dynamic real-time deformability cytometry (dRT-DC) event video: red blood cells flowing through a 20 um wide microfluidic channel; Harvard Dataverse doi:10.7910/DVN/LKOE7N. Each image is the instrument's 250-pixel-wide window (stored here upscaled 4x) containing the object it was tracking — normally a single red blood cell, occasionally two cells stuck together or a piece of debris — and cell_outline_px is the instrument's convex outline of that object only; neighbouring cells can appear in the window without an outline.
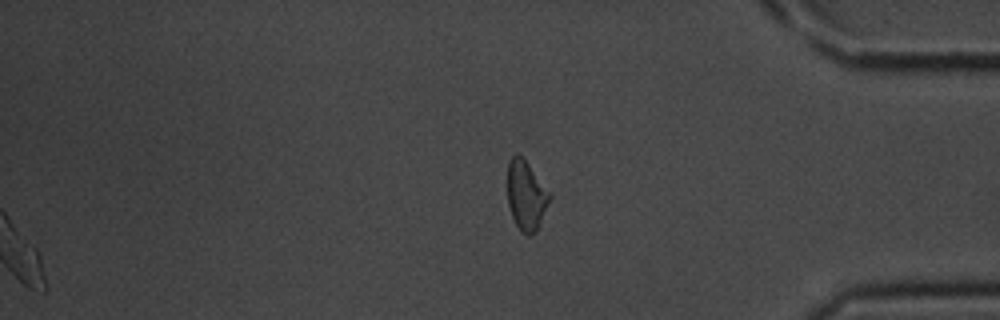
{"species": "common noctule bat (a hibernating species)", "species_latin": "Nyctalus noctula", "temperature_condition": "room temperature", "stored_images_in_passage": 33, "segment_of_instrument_passage": [2, 2], "camera_frame_rate_fps": 3000, "um_per_image_px": 0.085, "animal": {"sex": "male", "body_mass_g": 20.1, "forearm_length_mm": 53.5}, "frame": {"image": 1, "passage_image": 33, "time_ms": 10.667, "image_size_px": [1000, 320], "cell_outline_px": [[552, 196], [540, 224], [528, 236], [520, 232], [512, 216], [508, 204], [508, 160], [516, 152], [528, 164], [552, 192]], "centroid_in_image_um": [44.74, 16.59], "position_along_channel_um": 390.5, "area_um2": 17.11}}